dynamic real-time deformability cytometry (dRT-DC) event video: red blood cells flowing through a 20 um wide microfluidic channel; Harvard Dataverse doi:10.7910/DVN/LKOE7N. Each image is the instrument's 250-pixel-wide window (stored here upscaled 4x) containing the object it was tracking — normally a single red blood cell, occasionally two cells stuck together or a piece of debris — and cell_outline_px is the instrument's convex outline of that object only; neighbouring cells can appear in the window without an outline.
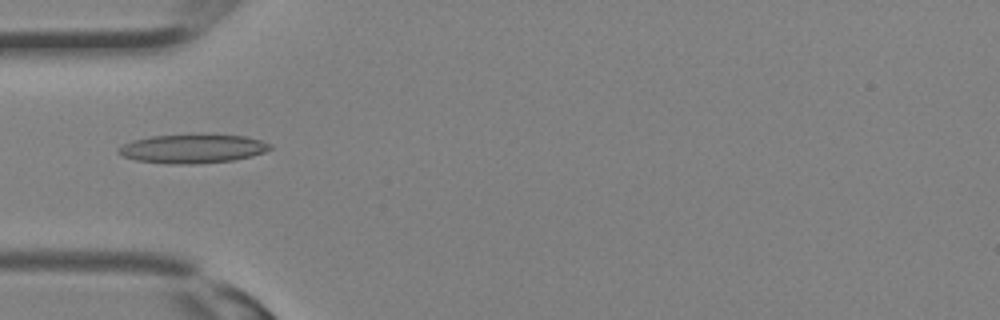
{"species": "Egyptian fruit bat (a non-hibernating species)", "species_latin": "Rousettus aegyptiacus", "temperature_condition": "room temperature", "stored_images_in_passage": 32, "camera_frame_rate_fps": 3000, "um_per_image_px": 0.085, "animal": {"sex": "female"}, "frame": {"image": 1, "passage_image": 10, "time_ms": 3.0, "image_size_px": [1000, 320], "cell_outline_px": [[272, 148], [264, 152], [252, 156], [232, 160], [196, 164], [168, 164], [136, 160], [120, 156], [116, 152], [116, 148], [132, 140], [152, 136], [244, 136], [260, 140], [272, 144]], "centroid_in_image_um": [16.32, 12.67], "position_along_channel_um": 68.7, "area_um2": 25.09}}
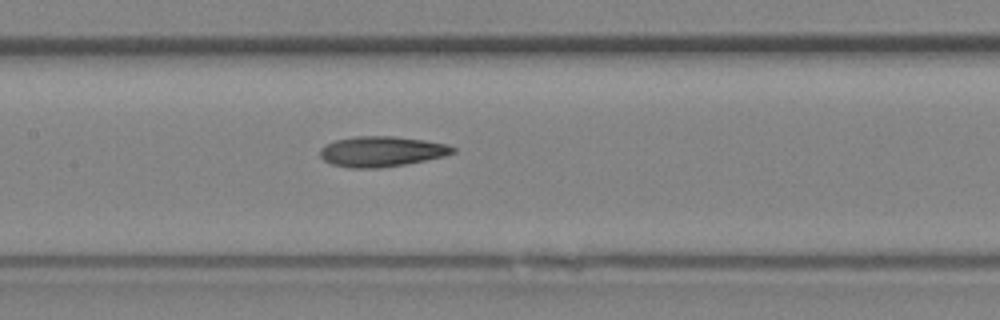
{"frame": {"image": 2, "passage_image": 15, "time_ms": 4.667, "image_size_px": [1000, 320], "cell_outline_px": [[456, 152], [444, 156], [404, 164], [380, 168], [348, 168], [332, 164], [324, 160], [320, 156], [320, 148], [336, 140], [356, 136], [392, 136], [424, 140], [448, 144], [456, 148]], "centroid_in_image_um": [32.44, 12.87], "position_along_channel_um": 175.0, "area_um2": 23.41}}
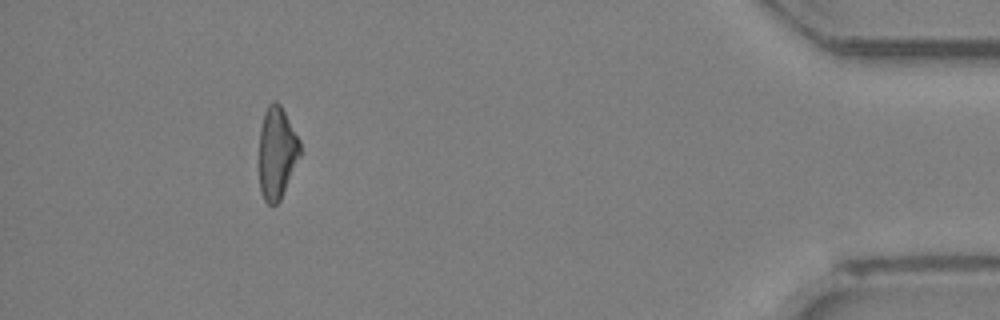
{"frame": {"image": 3, "passage_image": 29, "time_ms": 9.333, "image_size_px": [1000, 320], "cell_outline_px": [[300, 156], [280, 200], [276, 204], [268, 204], [264, 200], [260, 192], [260, 128], [264, 112], [268, 104], [272, 100], [276, 100], [280, 104], [300, 140]], "centroid_in_image_um": [23.53, 12.97], "position_along_channel_um": 411.7, "area_um2": 21.85}}